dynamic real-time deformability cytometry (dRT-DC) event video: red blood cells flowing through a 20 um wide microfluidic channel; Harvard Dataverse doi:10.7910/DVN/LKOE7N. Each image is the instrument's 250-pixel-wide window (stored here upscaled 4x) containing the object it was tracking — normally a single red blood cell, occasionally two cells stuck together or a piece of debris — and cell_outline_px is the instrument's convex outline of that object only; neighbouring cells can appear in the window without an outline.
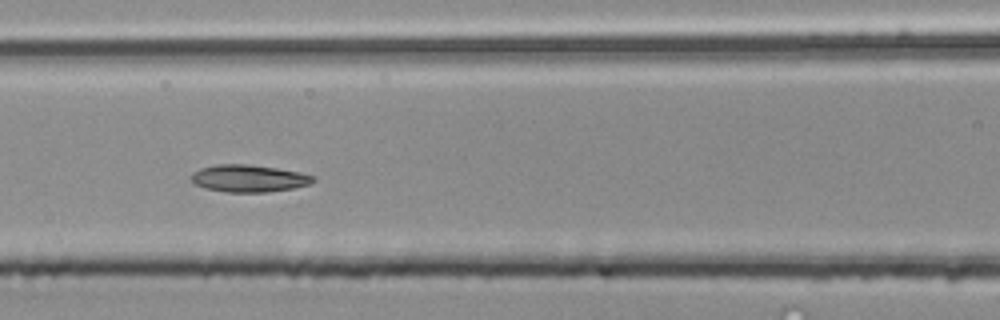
{"species": "common noctule bat (a hibernating species)", "species_latin": "Nyctalus noctula", "temperature_condition": "room temperature", "stored_images_in_passage": 35, "camera_frame_rate_fps": 3000, "um_per_image_px": 0.085, "animal": {"sex": "male", "body_mass_g": 20.4}, "frame": {"image": 1, "passage_image": 11, "time_ms": 3.333, "image_size_px": [1000, 320], "cell_outline_px": [[316, 180], [308, 184], [292, 188], [268, 192], [228, 192], [204, 188], [196, 184], [192, 180], [192, 172], [200, 168], [216, 164], [244, 164], [276, 168], [300, 172], [312, 176]], "centroid_in_image_um": [21.12, 15.16], "position_along_channel_um": 145.5, "area_um2": 19.13}}
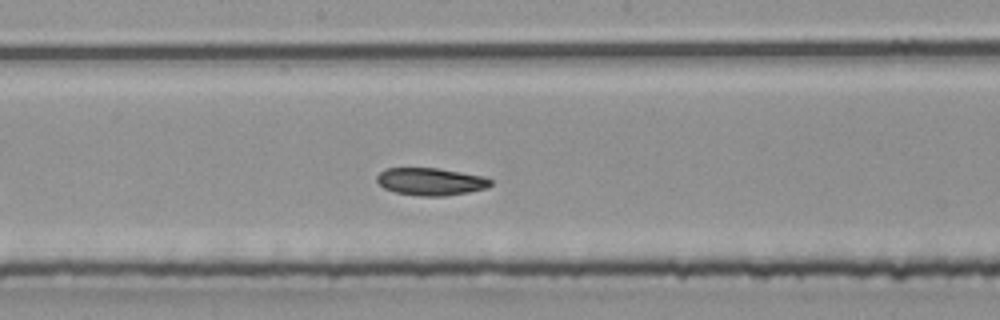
{"frame": {"image": 2, "passage_image": 16, "time_ms": 5.0, "image_size_px": [1000, 320], "cell_outline_px": [[492, 184], [488, 188], [468, 192], [444, 196], [420, 196], [396, 192], [384, 188], [376, 180], [376, 176], [384, 168], [436, 168], [484, 176], [492, 180]], "centroid_in_image_um": [36.62, 15.43], "position_along_channel_um": 211.6, "area_um2": 18.21}, "authors_computed_cell_mechanics": {"area_um2": 18.9006, "velocity_mm_per_s": 3.9826, "shape_relaxation_time_tau1_ms": 4.4031, "shape_relaxation_time_tau2_ms": 4.5509, "deformation_change_tau1": 0.1181, "deformation_change_tau2": 0.0922}}